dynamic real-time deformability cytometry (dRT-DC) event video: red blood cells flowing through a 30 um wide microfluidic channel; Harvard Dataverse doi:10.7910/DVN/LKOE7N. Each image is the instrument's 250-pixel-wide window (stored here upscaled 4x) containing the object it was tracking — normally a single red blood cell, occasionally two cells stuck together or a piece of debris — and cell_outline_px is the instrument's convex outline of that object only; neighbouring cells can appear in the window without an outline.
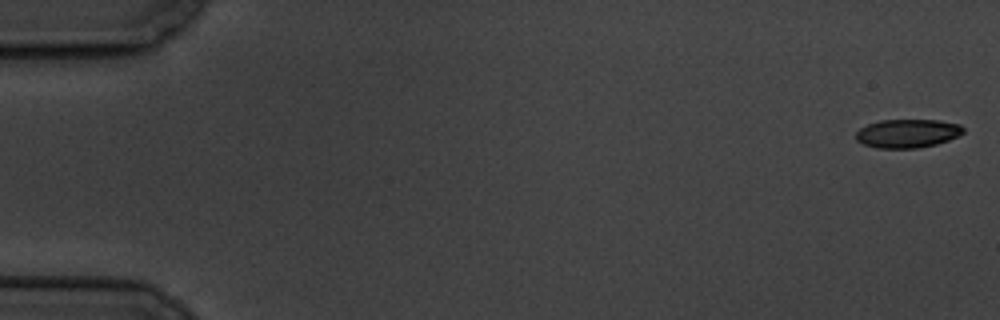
{"species": "common noctule bat (a hibernating species)", "species_latin": "Nyctalus noctula", "temperature_condition": "cold", "stored_images_in_passage": 6, "camera_frame_rate_fps": 3000, "um_per_image_px": 0.085, "animal": {"sex": "male", "body_mass_g": 19.5, "forearm_length_mm": 54.6}, "frame": {"image": 1, "passage_image": 1, "time_ms": 0.0, "image_size_px": [1000, 320], "cell_outline_px": [[964, 132], [948, 140], [936, 144], [916, 148], [876, 148], [864, 144], [856, 140], [856, 132], [860, 128], [868, 124], [880, 120], [940, 120], [960, 124], [964, 128]], "centroid_in_image_um": [77.13, 11.33], "position_along_channel_um": 7.9, "area_um2": 17.86}}
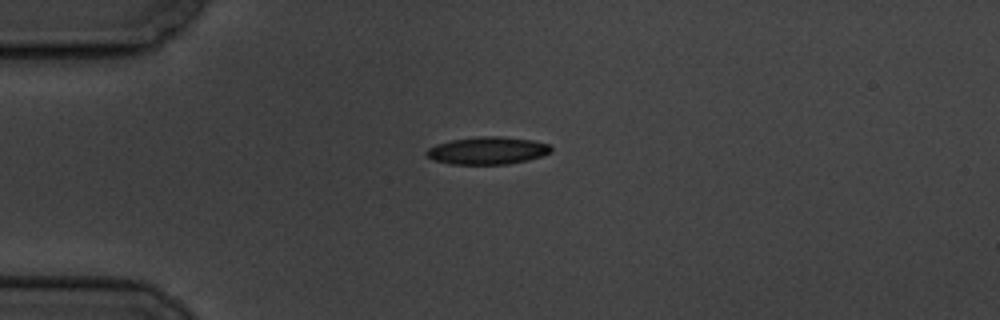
{"frame": {"image": 2, "passage_image": 5, "time_ms": 4.667, "image_size_px": [1000, 320], "cell_outline_px": [[552, 152], [528, 160], [508, 164], [452, 164], [436, 160], [428, 156], [424, 152], [428, 148], [436, 144], [452, 140], [480, 136], [500, 136], [532, 140], [548, 144], [552, 148]], "centroid_in_image_um": [41.45, 12.79], "position_along_channel_um": 43.5, "area_um2": 19.83}}